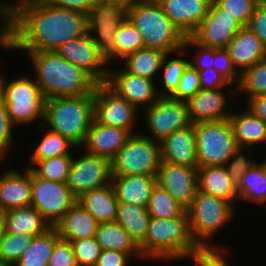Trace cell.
Here are the masks:
<instances>
[{"mask_svg": "<svg viewBox=\"0 0 266 266\" xmlns=\"http://www.w3.org/2000/svg\"><path fill=\"white\" fill-rule=\"evenodd\" d=\"M10 20V49L55 52L68 40L86 34L87 15L26 0Z\"/></svg>", "mask_w": 266, "mask_h": 266, "instance_id": "cell-1", "label": "cell"}, {"mask_svg": "<svg viewBox=\"0 0 266 266\" xmlns=\"http://www.w3.org/2000/svg\"><path fill=\"white\" fill-rule=\"evenodd\" d=\"M29 52V53H28ZM46 99L91 94L97 83L82 69L56 52L27 51Z\"/></svg>", "mask_w": 266, "mask_h": 266, "instance_id": "cell-2", "label": "cell"}, {"mask_svg": "<svg viewBox=\"0 0 266 266\" xmlns=\"http://www.w3.org/2000/svg\"><path fill=\"white\" fill-rule=\"evenodd\" d=\"M143 258L185 259L200 248L192 239L188 211L169 219L150 217L145 240L139 245Z\"/></svg>", "mask_w": 266, "mask_h": 266, "instance_id": "cell-3", "label": "cell"}, {"mask_svg": "<svg viewBox=\"0 0 266 266\" xmlns=\"http://www.w3.org/2000/svg\"><path fill=\"white\" fill-rule=\"evenodd\" d=\"M94 120V92L86 95L46 99L45 118L50 130L83 147Z\"/></svg>", "mask_w": 266, "mask_h": 266, "instance_id": "cell-4", "label": "cell"}, {"mask_svg": "<svg viewBox=\"0 0 266 266\" xmlns=\"http://www.w3.org/2000/svg\"><path fill=\"white\" fill-rule=\"evenodd\" d=\"M127 19L142 35L144 48L167 54L184 48L185 36L165 15L159 3L147 0L128 3Z\"/></svg>", "mask_w": 266, "mask_h": 266, "instance_id": "cell-5", "label": "cell"}, {"mask_svg": "<svg viewBox=\"0 0 266 266\" xmlns=\"http://www.w3.org/2000/svg\"><path fill=\"white\" fill-rule=\"evenodd\" d=\"M231 202L198 191L192 205L187 209L192 239L199 248H220L209 239L223 228L234 215Z\"/></svg>", "mask_w": 266, "mask_h": 266, "instance_id": "cell-6", "label": "cell"}, {"mask_svg": "<svg viewBox=\"0 0 266 266\" xmlns=\"http://www.w3.org/2000/svg\"><path fill=\"white\" fill-rule=\"evenodd\" d=\"M198 167L224 166L240 148L229 119L194 124Z\"/></svg>", "mask_w": 266, "mask_h": 266, "instance_id": "cell-7", "label": "cell"}, {"mask_svg": "<svg viewBox=\"0 0 266 266\" xmlns=\"http://www.w3.org/2000/svg\"><path fill=\"white\" fill-rule=\"evenodd\" d=\"M0 98L4 101L14 125L45 118L46 98L33 79L21 76L6 84L1 76Z\"/></svg>", "mask_w": 266, "mask_h": 266, "instance_id": "cell-8", "label": "cell"}, {"mask_svg": "<svg viewBox=\"0 0 266 266\" xmlns=\"http://www.w3.org/2000/svg\"><path fill=\"white\" fill-rule=\"evenodd\" d=\"M161 160L160 143L135 132L111 159L112 176L157 175Z\"/></svg>", "mask_w": 266, "mask_h": 266, "instance_id": "cell-9", "label": "cell"}, {"mask_svg": "<svg viewBox=\"0 0 266 266\" xmlns=\"http://www.w3.org/2000/svg\"><path fill=\"white\" fill-rule=\"evenodd\" d=\"M127 6L120 0H98L86 14L87 31L107 63L113 60L114 35L127 19Z\"/></svg>", "mask_w": 266, "mask_h": 266, "instance_id": "cell-10", "label": "cell"}, {"mask_svg": "<svg viewBox=\"0 0 266 266\" xmlns=\"http://www.w3.org/2000/svg\"><path fill=\"white\" fill-rule=\"evenodd\" d=\"M77 202L66 183L53 182L37 176L31 170V206L54 227Z\"/></svg>", "mask_w": 266, "mask_h": 266, "instance_id": "cell-11", "label": "cell"}, {"mask_svg": "<svg viewBox=\"0 0 266 266\" xmlns=\"http://www.w3.org/2000/svg\"><path fill=\"white\" fill-rule=\"evenodd\" d=\"M150 135H144L161 142L174 131L185 129L192 124L186 101L160 96L152 105L143 109Z\"/></svg>", "mask_w": 266, "mask_h": 266, "instance_id": "cell-12", "label": "cell"}, {"mask_svg": "<svg viewBox=\"0 0 266 266\" xmlns=\"http://www.w3.org/2000/svg\"><path fill=\"white\" fill-rule=\"evenodd\" d=\"M112 181L111 160L85 152L72 160L66 185L76 198Z\"/></svg>", "mask_w": 266, "mask_h": 266, "instance_id": "cell-13", "label": "cell"}, {"mask_svg": "<svg viewBox=\"0 0 266 266\" xmlns=\"http://www.w3.org/2000/svg\"><path fill=\"white\" fill-rule=\"evenodd\" d=\"M55 52L86 72L97 84L106 83L108 63L88 32L63 43Z\"/></svg>", "mask_w": 266, "mask_h": 266, "instance_id": "cell-14", "label": "cell"}, {"mask_svg": "<svg viewBox=\"0 0 266 266\" xmlns=\"http://www.w3.org/2000/svg\"><path fill=\"white\" fill-rule=\"evenodd\" d=\"M137 110L106 83L96 85L94 89V119L99 124L124 128L134 134L132 129Z\"/></svg>", "mask_w": 266, "mask_h": 266, "instance_id": "cell-15", "label": "cell"}, {"mask_svg": "<svg viewBox=\"0 0 266 266\" xmlns=\"http://www.w3.org/2000/svg\"><path fill=\"white\" fill-rule=\"evenodd\" d=\"M242 27L234 16L212 0L208 13L190 36L201 45L226 48Z\"/></svg>", "mask_w": 266, "mask_h": 266, "instance_id": "cell-16", "label": "cell"}, {"mask_svg": "<svg viewBox=\"0 0 266 266\" xmlns=\"http://www.w3.org/2000/svg\"><path fill=\"white\" fill-rule=\"evenodd\" d=\"M157 183L187 210L198 192L197 168L161 160Z\"/></svg>", "mask_w": 266, "mask_h": 266, "instance_id": "cell-17", "label": "cell"}, {"mask_svg": "<svg viewBox=\"0 0 266 266\" xmlns=\"http://www.w3.org/2000/svg\"><path fill=\"white\" fill-rule=\"evenodd\" d=\"M106 84L137 109L152 105L160 97L153 80L122 70H109Z\"/></svg>", "mask_w": 266, "mask_h": 266, "instance_id": "cell-18", "label": "cell"}, {"mask_svg": "<svg viewBox=\"0 0 266 266\" xmlns=\"http://www.w3.org/2000/svg\"><path fill=\"white\" fill-rule=\"evenodd\" d=\"M212 0H161L165 15L183 33L190 36L208 13Z\"/></svg>", "mask_w": 266, "mask_h": 266, "instance_id": "cell-19", "label": "cell"}, {"mask_svg": "<svg viewBox=\"0 0 266 266\" xmlns=\"http://www.w3.org/2000/svg\"><path fill=\"white\" fill-rule=\"evenodd\" d=\"M159 143L162 161L198 168L194 124L174 131Z\"/></svg>", "mask_w": 266, "mask_h": 266, "instance_id": "cell-20", "label": "cell"}, {"mask_svg": "<svg viewBox=\"0 0 266 266\" xmlns=\"http://www.w3.org/2000/svg\"><path fill=\"white\" fill-rule=\"evenodd\" d=\"M132 134L124 128L99 124L95 119L86 135L87 153L112 159Z\"/></svg>", "mask_w": 266, "mask_h": 266, "instance_id": "cell-21", "label": "cell"}, {"mask_svg": "<svg viewBox=\"0 0 266 266\" xmlns=\"http://www.w3.org/2000/svg\"><path fill=\"white\" fill-rule=\"evenodd\" d=\"M225 49L240 74L266 58V46L248 26H243Z\"/></svg>", "mask_w": 266, "mask_h": 266, "instance_id": "cell-22", "label": "cell"}, {"mask_svg": "<svg viewBox=\"0 0 266 266\" xmlns=\"http://www.w3.org/2000/svg\"><path fill=\"white\" fill-rule=\"evenodd\" d=\"M221 90L222 88L213 90L200 89L187 101L192 124L229 119L232 112L229 113L228 109H225L228 101H226V94L221 92Z\"/></svg>", "mask_w": 266, "mask_h": 266, "instance_id": "cell-23", "label": "cell"}, {"mask_svg": "<svg viewBox=\"0 0 266 266\" xmlns=\"http://www.w3.org/2000/svg\"><path fill=\"white\" fill-rule=\"evenodd\" d=\"M9 170L0 176V210L31 206V169Z\"/></svg>", "mask_w": 266, "mask_h": 266, "instance_id": "cell-24", "label": "cell"}, {"mask_svg": "<svg viewBox=\"0 0 266 266\" xmlns=\"http://www.w3.org/2000/svg\"><path fill=\"white\" fill-rule=\"evenodd\" d=\"M99 222L76 202L53 227L61 239L75 241L96 236Z\"/></svg>", "mask_w": 266, "mask_h": 266, "instance_id": "cell-25", "label": "cell"}, {"mask_svg": "<svg viewBox=\"0 0 266 266\" xmlns=\"http://www.w3.org/2000/svg\"><path fill=\"white\" fill-rule=\"evenodd\" d=\"M118 202L147 207L157 175L112 176Z\"/></svg>", "mask_w": 266, "mask_h": 266, "instance_id": "cell-26", "label": "cell"}, {"mask_svg": "<svg viewBox=\"0 0 266 266\" xmlns=\"http://www.w3.org/2000/svg\"><path fill=\"white\" fill-rule=\"evenodd\" d=\"M197 179L198 191L225 199L232 204L238 200L237 187L225 166L198 167Z\"/></svg>", "mask_w": 266, "mask_h": 266, "instance_id": "cell-27", "label": "cell"}, {"mask_svg": "<svg viewBox=\"0 0 266 266\" xmlns=\"http://www.w3.org/2000/svg\"><path fill=\"white\" fill-rule=\"evenodd\" d=\"M77 202L99 223L112 222L116 218L118 200L112 183L83 194Z\"/></svg>", "mask_w": 266, "mask_h": 266, "instance_id": "cell-28", "label": "cell"}, {"mask_svg": "<svg viewBox=\"0 0 266 266\" xmlns=\"http://www.w3.org/2000/svg\"><path fill=\"white\" fill-rule=\"evenodd\" d=\"M5 232L39 236L52 227L33 207H20L5 211Z\"/></svg>", "mask_w": 266, "mask_h": 266, "instance_id": "cell-29", "label": "cell"}, {"mask_svg": "<svg viewBox=\"0 0 266 266\" xmlns=\"http://www.w3.org/2000/svg\"><path fill=\"white\" fill-rule=\"evenodd\" d=\"M229 120L240 148L248 149L256 143L266 142V123L249 109L239 114H231Z\"/></svg>", "mask_w": 266, "mask_h": 266, "instance_id": "cell-30", "label": "cell"}, {"mask_svg": "<svg viewBox=\"0 0 266 266\" xmlns=\"http://www.w3.org/2000/svg\"><path fill=\"white\" fill-rule=\"evenodd\" d=\"M95 238L102 250L130 253L133 256L135 254L143 259L137 243L128 231L115 221L99 223Z\"/></svg>", "mask_w": 266, "mask_h": 266, "instance_id": "cell-31", "label": "cell"}, {"mask_svg": "<svg viewBox=\"0 0 266 266\" xmlns=\"http://www.w3.org/2000/svg\"><path fill=\"white\" fill-rule=\"evenodd\" d=\"M114 221L128 231L138 246L145 240L150 222L147 207L118 202Z\"/></svg>", "mask_w": 266, "mask_h": 266, "instance_id": "cell-32", "label": "cell"}, {"mask_svg": "<svg viewBox=\"0 0 266 266\" xmlns=\"http://www.w3.org/2000/svg\"><path fill=\"white\" fill-rule=\"evenodd\" d=\"M166 55L167 53L161 50L141 48L124 58V70L155 81V75L162 70V63Z\"/></svg>", "mask_w": 266, "mask_h": 266, "instance_id": "cell-33", "label": "cell"}, {"mask_svg": "<svg viewBox=\"0 0 266 266\" xmlns=\"http://www.w3.org/2000/svg\"><path fill=\"white\" fill-rule=\"evenodd\" d=\"M237 192L240 200L257 204L266 201V159L253 163L243 174Z\"/></svg>", "mask_w": 266, "mask_h": 266, "instance_id": "cell-34", "label": "cell"}, {"mask_svg": "<svg viewBox=\"0 0 266 266\" xmlns=\"http://www.w3.org/2000/svg\"><path fill=\"white\" fill-rule=\"evenodd\" d=\"M59 238L53 227L45 234L33 237L29 247L14 266H48L55 243Z\"/></svg>", "mask_w": 266, "mask_h": 266, "instance_id": "cell-35", "label": "cell"}, {"mask_svg": "<svg viewBox=\"0 0 266 266\" xmlns=\"http://www.w3.org/2000/svg\"><path fill=\"white\" fill-rule=\"evenodd\" d=\"M186 209L158 183L153 187L147 205L150 217L169 219L180 216Z\"/></svg>", "mask_w": 266, "mask_h": 266, "instance_id": "cell-36", "label": "cell"}, {"mask_svg": "<svg viewBox=\"0 0 266 266\" xmlns=\"http://www.w3.org/2000/svg\"><path fill=\"white\" fill-rule=\"evenodd\" d=\"M114 36L113 60H122L129 54L144 48L142 35L128 19L122 23Z\"/></svg>", "mask_w": 266, "mask_h": 266, "instance_id": "cell-37", "label": "cell"}, {"mask_svg": "<svg viewBox=\"0 0 266 266\" xmlns=\"http://www.w3.org/2000/svg\"><path fill=\"white\" fill-rule=\"evenodd\" d=\"M72 160V155H65L46 160L30 161V165L26 168H30L39 177L53 182L66 183Z\"/></svg>", "mask_w": 266, "mask_h": 266, "instance_id": "cell-38", "label": "cell"}, {"mask_svg": "<svg viewBox=\"0 0 266 266\" xmlns=\"http://www.w3.org/2000/svg\"><path fill=\"white\" fill-rule=\"evenodd\" d=\"M76 146L67 138L51 130L47 131L43 139L30 156V161L46 160L54 157L71 155V149Z\"/></svg>", "mask_w": 266, "mask_h": 266, "instance_id": "cell-39", "label": "cell"}, {"mask_svg": "<svg viewBox=\"0 0 266 266\" xmlns=\"http://www.w3.org/2000/svg\"><path fill=\"white\" fill-rule=\"evenodd\" d=\"M184 51L186 50L183 48L175 53L179 56L178 58L172 57L171 59L169 57L171 54L165 56L161 67V69H163V77L161 78L163 80V85L162 88L158 90L160 96H170L176 90L185 69L190 64L188 59L181 58V56L185 55ZM168 58H170V60H168Z\"/></svg>", "mask_w": 266, "mask_h": 266, "instance_id": "cell-40", "label": "cell"}, {"mask_svg": "<svg viewBox=\"0 0 266 266\" xmlns=\"http://www.w3.org/2000/svg\"><path fill=\"white\" fill-rule=\"evenodd\" d=\"M241 93L245 92L250 100L258 95L266 94V58L254 64L240 74L239 84L235 87Z\"/></svg>", "mask_w": 266, "mask_h": 266, "instance_id": "cell-41", "label": "cell"}, {"mask_svg": "<svg viewBox=\"0 0 266 266\" xmlns=\"http://www.w3.org/2000/svg\"><path fill=\"white\" fill-rule=\"evenodd\" d=\"M34 236L4 232L0 240V260L16 264L29 247Z\"/></svg>", "mask_w": 266, "mask_h": 266, "instance_id": "cell-42", "label": "cell"}, {"mask_svg": "<svg viewBox=\"0 0 266 266\" xmlns=\"http://www.w3.org/2000/svg\"><path fill=\"white\" fill-rule=\"evenodd\" d=\"M78 266H94L101 254V247L95 237L70 241Z\"/></svg>", "mask_w": 266, "mask_h": 266, "instance_id": "cell-43", "label": "cell"}, {"mask_svg": "<svg viewBox=\"0 0 266 266\" xmlns=\"http://www.w3.org/2000/svg\"><path fill=\"white\" fill-rule=\"evenodd\" d=\"M221 8L227 10L242 26H248L256 5L261 0H214Z\"/></svg>", "mask_w": 266, "mask_h": 266, "instance_id": "cell-44", "label": "cell"}, {"mask_svg": "<svg viewBox=\"0 0 266 266\" xmlns=\"http://www.w3.org/2000/svg\"><path fill=\"white\" fill-rule=\"evenodd\" d=\"M200 89L199 73L191 64H189L185 69L176 90L169 97L187 102Z\"/></svg>", "mask_w": 266, "mask_h": 266, "instance_id": "cell-45", "label": "cell"}, {"mask_svg": "<svg viewBox=\"0 0 266 266\" xmlns=\"http://www.w3.org/2000/svg\"><path fill=\"white\" fill-rule=\"evenodd\" d=\"M213 67L223 75L231 84L240 81V73L234 67L228 51L225 48H214Z\"/></svg>", "mask_w": 266, "mask_h": 266, "instance_id": "cell-46", "label": "cell"}, {"mask_svg": "<svg viewBox=\"0 0 266 266\" xmlns=\"http://www.w3.org/2000/svg\"><path fill=\"white\" fill-rule=\"evenodd\" d=\"M224 248H200L198 251L191 253L188 257L193 259L196 266H230L226 262ZM224 251V252H223ZM224 254V255H223Z\"/></svg>", "mask_w": 266, "mask_h": 266, "instance_id": "cell-47", "label": "cell"}, {"mask_svg": "<svg viewBox=\"0 0 266 266\" xmlns=\"http://www.w3.org/2000/svg\"><path fill=\"white\" fill-rule=\"evenodd\" d=\"M13 127L14 124L9 117L7 107L0 98V161L4 160L11 148Z\"/></svg>", "mask_w": 266, "mask_h": 266, "instance_id": "cell-48", "label": "cell"}, {"mask_svg": "<svg viewBox=\"0 0 266 266\" xmlns=\"http://www.w3.org/2000/svg\"><path fill=\"white\" fill-rule=\"evenodd\" d=\"M246 148H239L238 151L224 165L233 183L238 187L243 174L253 165V161L242 153Z\"/></svg>", "mask_w": 266, "mask_h": 266, "instance_id": "cell-49", "label": "cell"}, {"mask_svg": "<svg viewBox=\"0 0 266 266\" xmlns=\"http://www.w3.org/2000/svg\"><path fill=\"white\" fill-rule=\"evenodd\" d=\"M48 266H78L70 241L61 238L56 241Z\"/></svg>", "mask_w": 266, "mask_h": 266, "instance_id": "cell-50", "label": "cell"}, {"mask_svg": "<svg viewBox=\"0 0 266 266\" xmlns=\"http://www.w3.org/2000/svg\"><path fill=\"white\" fill-rule=\"evenodd\" d=\"M197 47V52L195 55H197L195 59L190 61V64L197 70H205L207 68L213 67L214 63V48L201 45L197 43L191 36H186L184 41V49L188 50L190 46ZM198 53V54H197Z\"/></svg>", "mask_w": 266, "mask_h": 266, "instance_id": "cell-51", "label": "cell"}, {"mask_svg": "<svg viewBox=\"0 0 266 266\" xmlns=\"http://www.w3.org/2000/svg\"><path fill=\"white\" fill-rule=\"evenodd\" d=\"M248 27L266 46V0L256 5Z\"/></svg>", "mask_w": 266, "mask_h": 266, "instance_id": "cell-52", "label": "cell"}, {"mask_svg": "<svg viewBox=\"0 0 266 266\" xmlns=\"http://www.w3.org/2000/svg\"><path fill=\"white\" fill-rule=\"evenodd\" d=\"M200 76V86L204 90H213L222 88V86L231 85V83L221 75L214 67L198 71Z\"/></svg>", "mask_w": 266, "mask_h": 266, "instance_id": "cell-53", "label": "cell"}, {"mask_svg": "<svg viewBox=\"0 0 266 266\" xmlns=\"http://www.w3.org/2000/svg\"><path fill=\"white\" fill-rule=\"evenodd\" d=\"M131 257L130 253L102 250L94 266H127V261Z\"/></svg>", "mask_w": 266, "mask_h": 266, "instance_id": "cell-54", "label": "cell"}, {"mask_svg": "<svg viewBox=\"0 0 266 266\" xmlns=\"http://www.w3.org/2000/svg\"><path fill=\"white\" fill-rule=\"evenodd\" d=\"M58 8L73 9L87 14L98 0H42Z\"/></svg>", "mask_w": 266, "mask_h": 266, "instance_id": "cell-55", "label": "cell"}, {"mask_svg": "<svg viewBox=\"0 0 266 266\" xmlns=\"http://www.w3.org/2000/svg\"><path fill=\"white\" fill-rule=\"evenodd\" d=\"M247 104L249 105L247 109L266 123V94L251 98Z\"/></svg>", "mask_w": 266, "mask_h": 266, "instance_id": "cell-56", "label": "cell"}, {"mask_svg": "<svg viewBox=\"0 0 266 266\" xmlns=\"http://www.w3.org/2000/svg\"><path fill=\"white\" fill-rule=\"evenodd\" d=\"M3 27L0 29V47L10 49V20L3 19Z\"/></svg>", "mask_w": 266, "mask_h": 266, "instance_id": "cell-57", "label": "cell"}, {"mask_svg": "<svg viewBox=\"0 0 266 266\" xmlns=\"http://www.w3.org/2000/svg\"><path fill=\"white\" fill-rule=\"evenodd\" d=\"M7 2H2L0 0V18L2 20L4 18L10 19L17 11H18V4H6Z\"/></svg>", "mask_w": 266, "mask_h": 266, "instance_id": "cell-58", "label": "cell"}, {"mask_svg": "<svg viewBox=\"0 0 266 266\" xmlns=\"http://www.w3.org/2000/svg\"><path fill=\"white\" fill-rule=\"evenodd\" d=\"M5 211L0 210V240L5 232Z\"/></svg>", "mask_w": 266, "mask_h": 266, "instance_id": "cell-59", "label": "cell"}, {"mask_svg": "<svg viewBox=\"0 0 266 266\" xmlns=\"http://www.w3.org/2000/svg\"><path fill=\"white\" fill-rule=\"evenodd\" d=\"M0 266H14V264L8 263V262H4L2 260H0Z\"/></svg>", "mask_w": 266, "mask_h": 266, "instance_id": "cell-60", "label": "cell"}, {"mask_svg": "<svg viewBox=\"0 0 266 266\" xmlns=\"http://www.w3.org/2000/svg\"><path fill=\"white\" fill-rule=\"evenodd\" d=\"M26 0H20V2H18V10L20 9V7L23 5V3L25 2Z\"/></svg>", "mask_w": 266, "mask_h": 266, "instance_id": "cell-61", "label": "cell"}, {"mask_svg": "<svg viewBox=\"0 0 266 266\" xmlns=\"http://www.w3.org/2000/svg\"><path fill=\"white\" fill-rule=\"evenodd\" d=\"M120 1H124V2H126V3H131V2H135V1H137V0H120Z\"/></svg>", "mask_w": 266, "mask_h": 266, "instance_id": "cell-62", "label": "cell"}, {"mask_svg": "<svg viewBox=\"0 0 266 266\" xmlns=\"http://www.w3.org/2000/svg\"><path fill=\"white\" fill-rule=\"evenodd\" d=\"M147 1H150V2H159V1H161V0H147Z\"/></svg>", "mask_w": 266, "mask_h": 266, "instance_id": "cell-63", "label": "cell"}]
</instances>
